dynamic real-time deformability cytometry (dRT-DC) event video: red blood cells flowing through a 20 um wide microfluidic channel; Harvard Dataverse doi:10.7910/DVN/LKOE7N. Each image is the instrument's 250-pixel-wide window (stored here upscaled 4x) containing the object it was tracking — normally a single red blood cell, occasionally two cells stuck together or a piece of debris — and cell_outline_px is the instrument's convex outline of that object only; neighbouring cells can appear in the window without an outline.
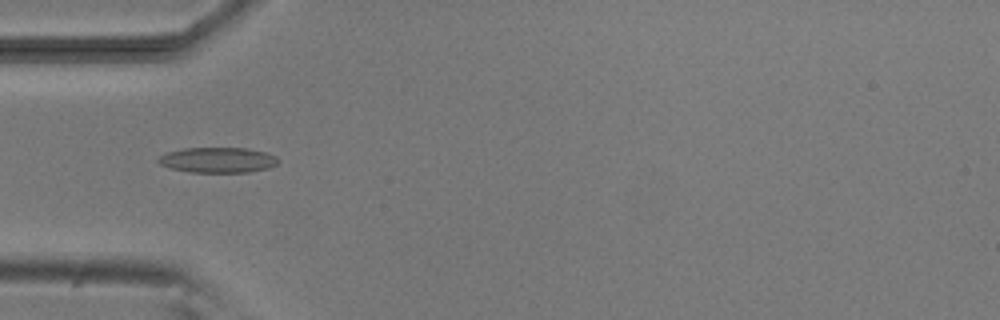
{"species": "common noctule bat (a hibernating species)", "species_latin": "Nyctalus noctula", "temperature_condition": "room temperature", "stored_images_in_passage": 8, "camera_frame_rate_fps": 3000, "um_per_image_px": 0.085, "animal": {"sex": "male", "body_mass_g": 20.5, "forearm_length_mm": 52.5}, "frame": {"image": 1, "passage_image": 6, "time_ms": 5.667, "image_size_px": [1000, 320], "cell_outline_px": [[280, 160], [276, 164], [268, 168], [248, 172], [188, 172], [172, 168], [160, 164], [156, 160], [164, 152], [184, 148], [248, 148], [264, 152], [276, 156]], "centroid_in_image_um": [18.49, 13.59], "position_along_channel_um": 66.5, "area_um2": 17.74}}
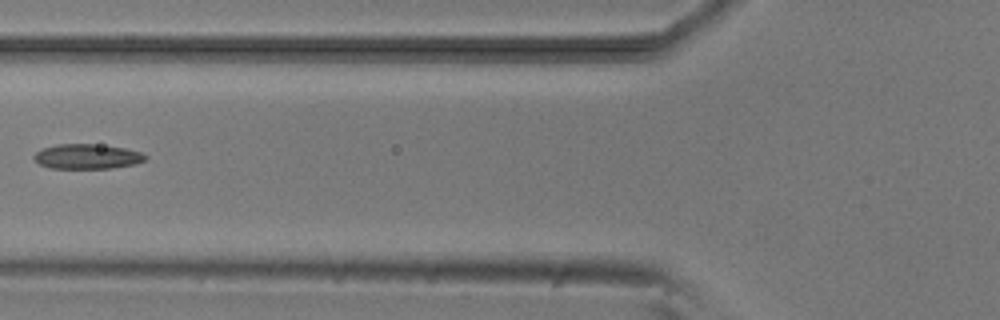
{"frame": {"image": 2, "passage_image": 7, "time_ms": 7.0, "image_size_px": [1000, 320], "cell_outline_px": [[148, 156], [144, 160], [136, 164], [112, 168], [52, 168], [40, 164], [32, 156], [36, 152], [44, 148], [56, 144], [96, 144], [124, 148], [140, 152]], "centroid_in_image_um": [7.42, 13.3], "position_along_channel_um": 118.4, "area_um2": 16.01}}
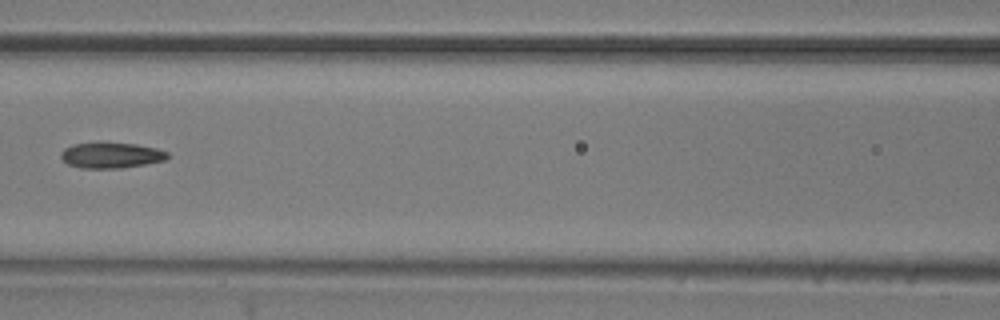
{"frame": {"image": 3, "passage_image": 8, "time_ms": 8.0, "image_size_px": [1000, 320], "cell_outline_px": [[168, 156], [164, 160], [144, 164], [120, 168], [80, 168], [68, 164], [60, 156], [60, 152], [64, 148], [72, 144], [96, 140], [136, 144], [156, 148], [168, 152]], "centroid_in_image_um": [9.38, 13.15], "position_along_channel_um": 157.2, "area_um2": 16.42}}